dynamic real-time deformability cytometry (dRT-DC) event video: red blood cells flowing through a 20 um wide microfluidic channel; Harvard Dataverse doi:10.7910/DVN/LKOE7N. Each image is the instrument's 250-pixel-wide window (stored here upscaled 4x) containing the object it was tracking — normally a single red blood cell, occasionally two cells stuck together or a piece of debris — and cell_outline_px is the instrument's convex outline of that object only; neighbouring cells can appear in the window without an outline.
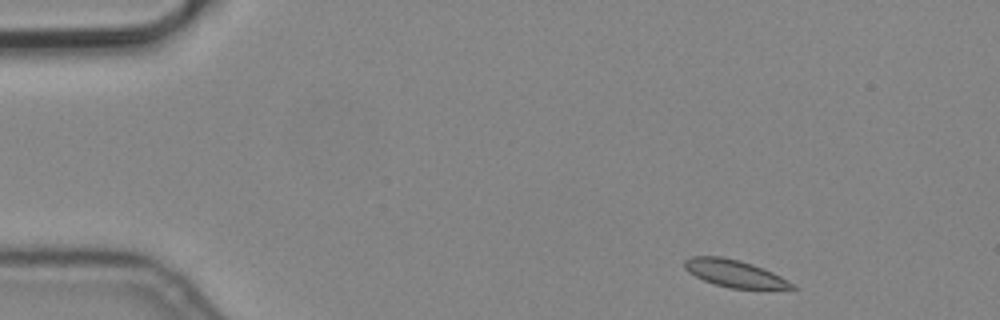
{"species": "common noctule bat (a hibernating species)", "species_latin": "Nyctalus noctula", "temperature_condition": "cold", "stored_images_in_passage": 4, "camera_frame_rate_fps": 3000, "um_per_image_px": 0.085, "animal": {"sex": "male", "body_mass_g": 19.2, "forearm_length_mm": 51.8}, "frame": {"image": 1, "passage_image": 1, "time_ms": 0.0, "image_size_px": [1000, 320], "cell_outline_px": [[796, 288], [728, 288], [704, 280], [688, 272], [684, 268], [684, 260], [692, 256], [724, 256], [740, 260], [764, 268], [796, 284]], "centroid_in_image_um": [62.41, 23.22], "position_along_channel_um": 22.6, "area_um2": 16.94}}
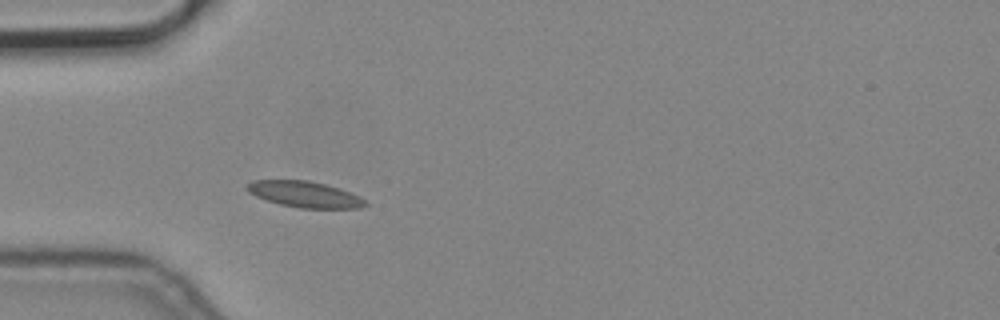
{"frame": {"image": 2, "passage_image": 4, "time_ms": 1.0, "image_size_px": [1000, 320], "cell_outline_px": [[368, 204], [360, 208], [300, 208], [280, 204], [256, 196], [248, 192], [244, 188], [252, 180], [308, 180], [324, 184], [360, 196], [368, 200]], "centroid_in_image_um": [25.9, 16.52], "position_along_channel_um": 59.1, "area_um2": 17.86}}